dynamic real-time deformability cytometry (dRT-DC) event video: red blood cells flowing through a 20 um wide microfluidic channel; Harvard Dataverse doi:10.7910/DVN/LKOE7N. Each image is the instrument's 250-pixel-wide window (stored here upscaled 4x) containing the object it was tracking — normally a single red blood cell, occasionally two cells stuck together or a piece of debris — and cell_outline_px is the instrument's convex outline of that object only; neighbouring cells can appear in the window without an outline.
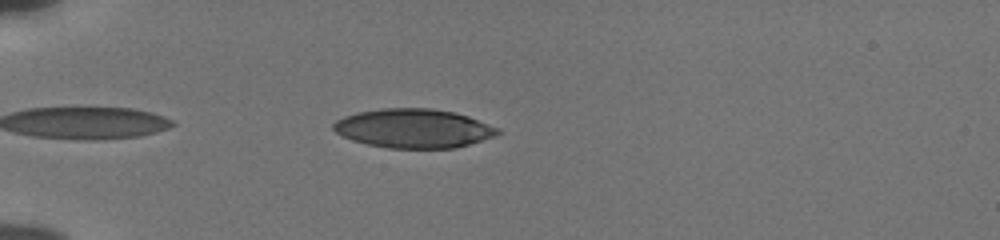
{"species": "human", "species_latin": "Homo sapiens", "temperature_condition": "cold", "stored_images_in_passage": 39, "camera_frame_rate_fps": 3000, "um_per_image_px": 0.085, "donor": {"sex": "male"}, "frame": {"image": 1, "passage_image": 5, "time_ms": 1.333, "image_size_px": [1000, 240], "cell_outline_px": [[504, 132], [496, 136], [456, 148], [388, 148], [368, 144], [352, 140], [336, 132], [332, 128], [332, 124], [336, 120], [344, 116], [356, 112], [384, 108], [432, 108], [456, 112], [468, 116], [500, 128]], "centroid_in_image_um": [35.19, 10.91], "position_along_channel_um": 49.8, "area_um2": 37.63}}
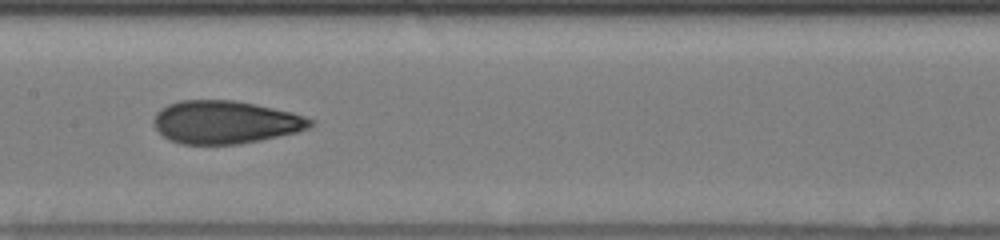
{"frame": {"image": 2, "passage_image": 18, "time_ms": 5.667, "image_size_px": [1000, 240], "cell_outline_px": [[316, 120], [308, 128], [296, 132], [260, 140], [240, 144], [180, 144], [168, 140], [156, 128], [152, 120], [156, 112], [160, 108], [168, 104], [180, 100], [236, 100], [256, 104], [292, 112]], "centroid_in_image_um": [19.13, 10.38], "position_along_channel_um": 188.3, "area_um2": 39.36}}
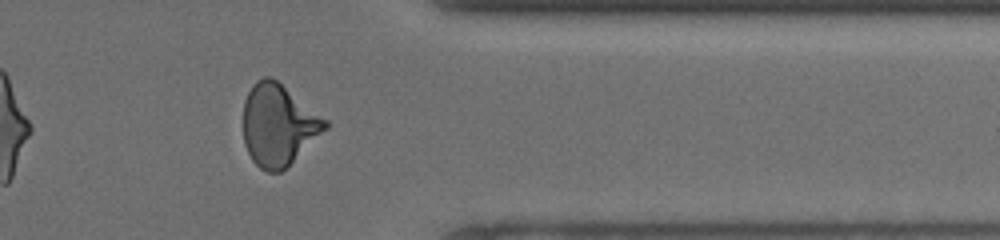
{"frame": {"image": 3, "passage_image": 34, "time_ms": 11.0, "image_size_px": [1000, 240], "cell_outline_px": [[332, 124], [328, 128], [280, 172], [268, 172], [260, 168], [252, 160], [244, 144], [244, 100], [252, 84], [256, 80], [264, 76], [272, 76], [328, 120]], "centroid_in_image_um": [23.67, 10.59], "position_along_channel_um": 387.7, "area_um2": 38.9}, "authors_computed_cell_mechanics": {"area_um2": 38.6104, "velocity_mm_per_s": 3.8617, "shape_relaxation_time_tau1_ms": 4.8785, "shape_relaxation_time_tau2_ms": 1.6168, "deformation_change_tau1": 0.1795, "deformation_change_tau2": 0.0891}}